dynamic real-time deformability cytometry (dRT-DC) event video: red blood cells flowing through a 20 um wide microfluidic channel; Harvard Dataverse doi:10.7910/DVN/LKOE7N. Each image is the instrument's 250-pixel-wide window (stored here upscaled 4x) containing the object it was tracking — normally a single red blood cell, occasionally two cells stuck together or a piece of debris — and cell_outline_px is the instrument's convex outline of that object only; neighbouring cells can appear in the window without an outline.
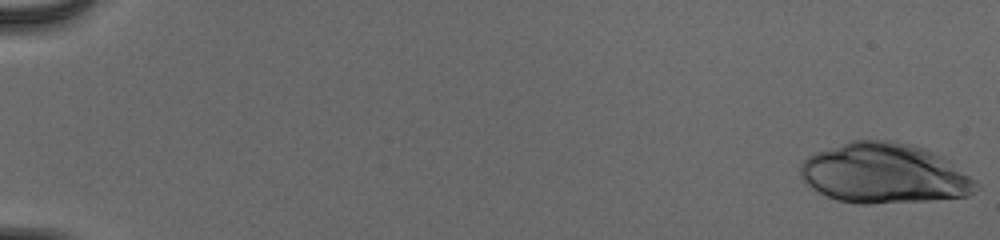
{"species": "human", "species_latin": "Homo sapiens", "temperature_condition": "cold", "stored_images_in_passage": 29, "camera_frame_rate_fps": 3000, "um_per_image_px": 0.085, "donor": {"sex": "male"}, "frame": {"image": 1, "passage_image": 1, "time_ms": 0.0, "image_size_px": [1000, 240], "cell_outline_px": [[980, 188], [968, 196], [928, 200], [872, 204], [856, 204], [836, 200], [804, 184], [800, 176], [800, 164], [808, 156], [816, 152], [852, 140], [892, 140], [924, 148], [948, 160], [976, 180], [980, 184]], "centroid_in_image_um": [75.15, 14.75], "position_along_channel_um": 9.8, "area_um2": 61.73}}
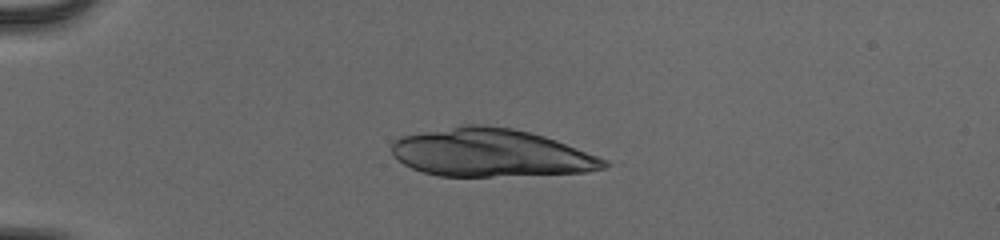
{"frame": {"image": 2, "passage_image": 15, "time_ms": 4.667, "image_size_px": [1000, 240], "cell_outline_px": [[612, 164], [604, 168], [588, 172], [492, 176], [440, 176], [424, 172], [412, 168], [404, 164], [392, 152], [392, 144], [396, 140], [404, 136], [464, 124], [484, 124], [512, 128], [544, 136], [556, 140], [608, 160]], "centroid_in_image_um": [41.77, 12.99], "position_along_channel_um": 43.2, "area_um2": 58.84}}